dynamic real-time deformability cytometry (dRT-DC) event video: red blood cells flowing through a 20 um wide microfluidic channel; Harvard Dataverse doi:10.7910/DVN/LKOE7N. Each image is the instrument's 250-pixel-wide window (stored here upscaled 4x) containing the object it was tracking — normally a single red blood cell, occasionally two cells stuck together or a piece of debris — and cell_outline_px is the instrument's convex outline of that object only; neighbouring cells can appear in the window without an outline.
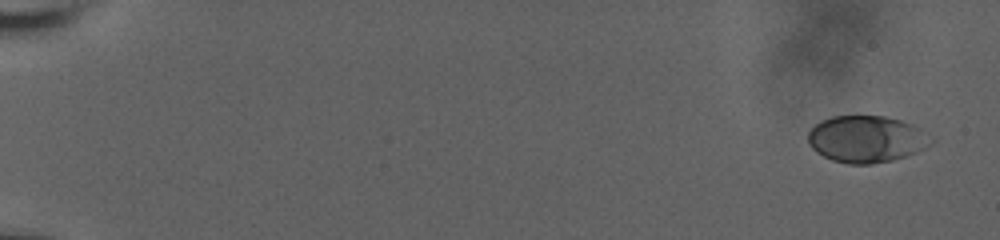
{"species": "human", "species_latin": "Homo sapiens", "temperature_condition": "room temperature", "stored_images_in_passage": 67, "camera_frame_rate_fps": 3000, "um_per_image_px": 0.085, "donor": {"sex": "male"}, "frame": {"image": 1, "passage_image": 1, "time_ms": 0.0, "image_size_px": [1000, 240], "cell_outline_px": [[936, 140], [932, 144], [916, 152], [892, 160], [872, 164], [848, 164], [832, 160], [816, 152], [808, 144], [808, 132], [820, 120], [832, 116], [884, 116], [900, 120], [912, 124], [920, 128]], "centroid_in_image_um": [73.65, 11.82], "position_along_channel_um": 11.3, "area_um2": 33.7}}
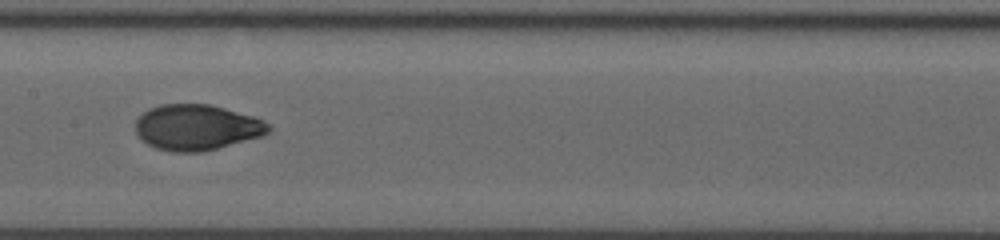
{"frame": {"image": 2, "passage_image": 36, "time_ms": 10.333, "image_size_px": [1000, 240], "cell_outline_px": [[272, 128], [264, 136], [204, 152], [172, 152], [156, 148], [148, 144], [136, 132], [136, 120], [148, 108], [160, 104], [208, 104], [224, 108], [252, 116], [264, 120]], "centroid_in_image_um": [16.75, 10.83], "position_along_channel_um": 190.7, "area_um2": 35.49}}
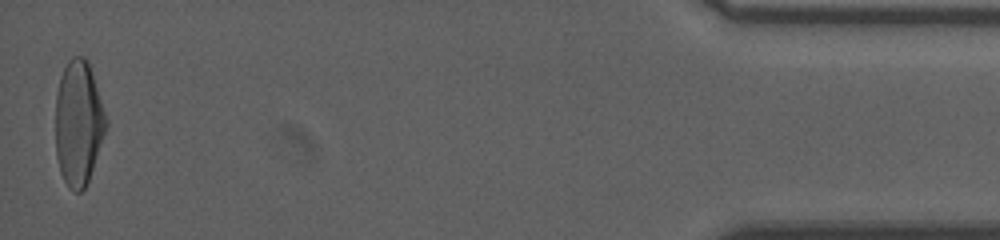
{"frame": {"image": 3, "passage_image": 67, "time_ms": 19.0, "image_size_px": [1000, 240], "cell_outline_px": [[108, 124], [88, 180], [84, 188], [80, 192], [76, 192], [68, 188], [60, 172], [56, 156], [56, 92], [60, 76], [68, 60], [72, 56], [84, 56], [88, 60], [108, 120]], "centroid_in_image_um": [6.66, 10.43], "position_along_channel_um": 428.5, "area_um2": 36.88}, "authors_computed_cell_mechanics": {"area_um2": 35.0846, "velocity_mm_per_s": 3.668, "shape_relaxation_time_tau1_ms": 4.5918, "shape_relaxation_time_tau2_ms": 0.8961, "deformation_change_tau1": 0.1747, "deformation_change_tau2": 0.0447}}